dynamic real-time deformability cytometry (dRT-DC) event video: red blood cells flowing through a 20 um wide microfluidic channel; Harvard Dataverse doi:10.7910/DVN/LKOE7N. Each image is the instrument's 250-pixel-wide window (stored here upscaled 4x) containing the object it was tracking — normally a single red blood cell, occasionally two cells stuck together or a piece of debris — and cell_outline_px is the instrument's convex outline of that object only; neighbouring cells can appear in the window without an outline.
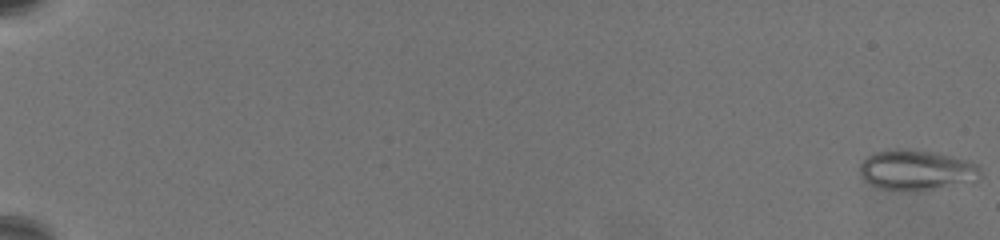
{"species": "common noctule bat (a hibernating species)", "species_latin": "Nyctalus noctula", "temperature_condition": "warm", "stored_images_in_passage": 23, "camera_frame_rate_fps": 3000, "um_per_image_px": 0.085, "animal": {"sex": "female", "body_mass_g": 19.5, "forearm_length_mm": 54.1}, "frame": {"image": 1, "passage_image": 1, "time_ms": 0.0, "image_size_px": [1000, 240], "cell_outline_px": [[980, 176], [976, 180], [928, 188], [880, 188], [864, 180], [860, 176], [860, 164], [868, 156], [876, 152], [904, 148], [936, 152], [968, 160], [980, 164]], "centroid_in_image_um": [77.91, 14.39], "position_along_channel_um": 7.1, "area_um2": 27.28}}